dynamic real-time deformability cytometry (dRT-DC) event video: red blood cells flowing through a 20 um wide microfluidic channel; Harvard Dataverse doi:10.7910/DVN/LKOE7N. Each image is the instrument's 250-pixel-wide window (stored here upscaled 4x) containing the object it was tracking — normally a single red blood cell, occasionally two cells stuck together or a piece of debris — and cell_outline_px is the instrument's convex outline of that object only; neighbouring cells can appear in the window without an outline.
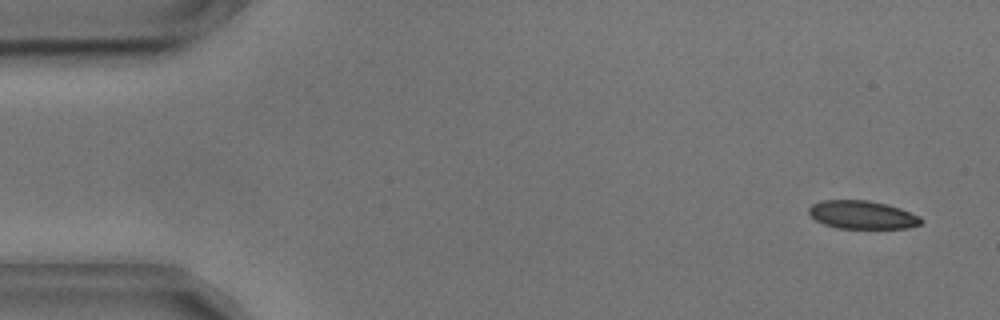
{"species": "common noctule bat (a hibernating species)", "species_latin": "Nyctalus noctula", "temperature_condition": "cold", "stored_images_in_passage": 55, "camera_frame_rate_fps": 3000, "um_per_image_px": 0.085, "animal": {"sex": "male", "body_mass_g": 17.9, "forearm_length_mm": 54.2}, "frame": {"image": 1, "passage_image": 3, "time_ms": 0.667, "image_size_px": [1000, 320], "cell_outline_px": [[924, 220], [920, 224], [908, 228], [836, 228], [824, 224], [816, 220], [808, 212], [808, 208], [812, 204], [824, 200], [868, 200], [888, 204], [900, 208], [920, 216]], "centroid_in_image_um": [73.31, 18.25], "position_along_channel_um": 11.7, "area_um2": 18.5}}
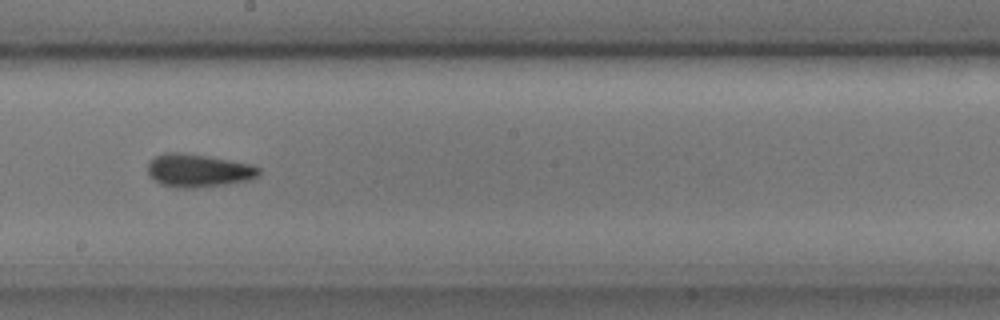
{"frame": {"image": 2, "passage_image": 30, "time_ms": 9.667, "image_size_px": [1000, 320], "cell_outline_px": [[260, 176], [248, 180], [224, 184], [192, 188], [184, 188], [160, 184], [148, 176], [148, 160], [164, 152], [180, 152], [252, 164], [260, 168]], "centroid_in_image_um": [16.83, 14.49], "position_along_channel_um": 231.4, "area_um2": 21.33}}
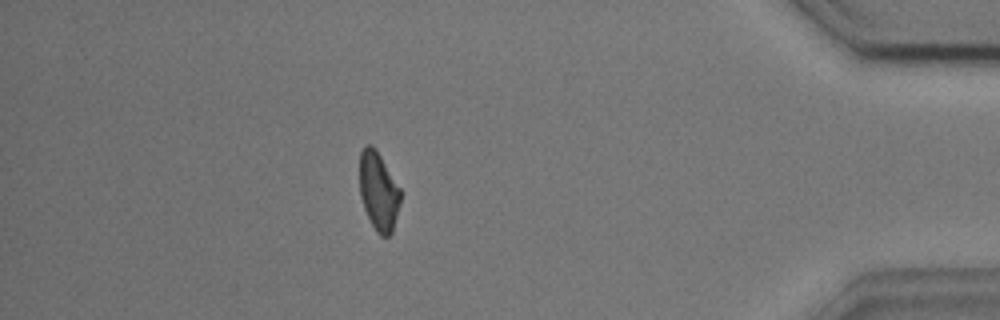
{"frame": {"image": 3, "passage_image": 48, "time_ms": 15.667, "image_size_px": [1000, 320], "cell_outline_px": [[400, 200], [392, 232], [388, 236], [380, 236], [376, 232], [364, 208], [360, 196], [360, 152], [364, 144], [372, 144], [376, 148], [400, 188]], "centroid_in_image_um": [32.16, 16.22], "position_along_channel_um": 403.0, "area_um2": 18.61}, "authors_computed_cell_mechanics": {"area_um2": 19.8254, "velocity_mm_per_s": 3.6421, "shape_relaxation_time_tau1_ms": 3.5803, "shape_relaxation_time_tau2_ms": 2.4316, "deformation_change_tau1": 0.1309, "deformation_change_tau2": 0.0995}}